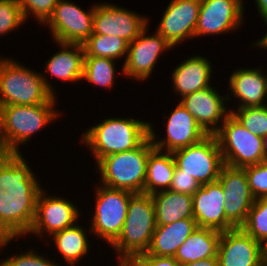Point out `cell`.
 I'll use <instances>...</instances> for the list:
<instances>
[{
	"instance_id": "cell-29",
	"label": "cell",
	"mask_w": 267,
	"mask_h": 266,
	"mask_svg": "<svg viewBox=\"0 0 267 266\" xmlns=\"http://www.w3.org/2000/svg\"><path fill=\"white\" fill-rule=\"evenodd\" d=\"M84 56L122 59L127 57L129 43L116 36L92 34L84 43ZM124 55V56H123Z\"/></svg>"
},
{
	"instance_id": "cell-12",
	"label": "cell",
	"mask_w": 267,
	"mask_h": 266,
	"mask_svg": "<svg viewBox=\"0 0 267 266\" xmlns=\"http://www.w3.org/2000/svg\"><path fill=\"white\" fill-rule=\"evenodd\" d=\"M43 188L37 198L35 218L28 234L42 237L49 236L77 224L81 216L76 205L66 198L46 195Z\"/></svg>"
},
{
	"instance_id": "cell-26",
	"label": "cell",
	"mask_w": 267,
	"mask_h": 266,
	"mask_svg": "<svg viewBox=\"0 0 267 266\" xmlns=\"http://www.w3.org/2000/svg\"><path fill=\"white\" fill-rule=\"evenodd\" d=\"M221 232L198 227L177 249L174 258L180 263H192L209 257H217Z\"/></svg>"
},
{
	"instance_id": "cell-15",
	"label": "cell",
	"mask_w": 267,
	"mask_h": 266,
	"mask_svg": "<svg viewBox=\"0 0 267 266\" xmlns=\"http://www.w3.org/2000/svg\"><path fill=\"white\" fill-rule=\"evenodd\" d=\"M167 119L166 136L161 139L157 137L159 134L154 132L153 123H149V137L154 148L158 150L164 151L165 149L166 152H173L195 144L208 135L180 103Z\"/></svg>"
},
{
	"instance_id": "cell-41",
	"label": "cell",
	"mask_w": 267,
	"mask_h": 266,
	"mask_svg": "<svg viewBox=\"0 0 267 266\" xmlns=\"http://www.w3.org/2000/svg\"><path fill=\"white\" fill-rule=\"evenodd\" d=\"M10 154L11 152L9 151L3 140L1 125H0V162L4 161Z\"/></svg>"
},
{
	"instance_id": "cell-6",
	"label": "cell",
	"mask_w": 267,
	"mask_h": 266,
	"mask_svg": "<svg viewBox=\"0 0 267 266\" xmlns=\"http://www.w3.org/2000/svg\"><path fill=\"white\" fill-rule=\"evenodd\" d=\"M56 103L0 106V125L3 140L11 153H22L19 146L52 123L61 113ZM27 142V143H26Z\"/></svg>"
},
{
	"instance_id": "cell-20",
	"label": "cell",
	"mask_w": 267,
	"mask_h": 266,
	"mask_svg": "<svg viewBox=\"0 0 267 266\" xmlns=\"http://www.w3.org/2000/svg\"><path fill=\"white\" fill-rule=\"evenodd\" d=\"M193 218L197 226L225 232L236 228L225 216L223 188L218 181L201 185L192 195Z\"/></svg>"
},
{
	"instance_id": "cell-35",
	"label": "cell",
	"mask_w": 267,
	"mask_h": 266,
	"mask_svg": "<svg viewBox=\"0 0 267 266\" xmlns=\"http://www.w3.org/2000/svg\"><path fill=\"white\" fill-rule=\"evenodd\" d=\"M243 169L254 198H267V159L259 164L243 167Z\"/></svg>"
},
{
	"instance_id": "cell-44",
	"label": "cell",
	"mask_w": 267,
	"mask_h": 266,
	"mask_svg": "<svg viewBox=\"0 0 267 266\" xmlns=\"http://www.w3.org/2000/svg\"><path fill=\"white\" fill-rule=\"evenodd\" d=\"M262 266H267V242L262 245Z\"/></svg>"
},
{
	"instance_id": "cell-36",
	"label": "cell",
	"mask_w": 267,
	"mask_h": 266,
	"mask_svg": "<svg viewBox=\"0 0 267 266\" xmlns=\"http://www.w3.org/2000/svg\"><path fill=\"white\" fill-rule=\"evenodd\" d=\"M11 256L1 260L0 266H63L59 265L60 263L57 264V262L49 260L50 258L47 259L32 249Z\"/></svg>"
},
{
	"instance_id": "cell-9",
	"label": "cell",
	"mask_w": 267,
	"mask_h": 266,
	"mask_svg": "<svg viewBox=\"0 0 267 266\" xmlns=\"http://www.w3.org/2000/svg\"><path fill=\"white\" fill-rule=\"evenodd\" d=\"M176 166L191 175L200 185L217 181L224 166L215 134H208L199 142L172 152Z\"/></svg>"
},
{
	"instance_id": "cell-10",
	"label": "cell",
	"mask_w": 267,
	"mask_h": 266,
	"mask_svg": "<svg viewBox=\"0 0 267 266\" xmlns=\"http://www.w3.org/2000/svg\"><path fill=\"white\" fill-rule=\"evenodd\" d=\"M87 11L69 0H59L52 16L44 24L49 27L53 41L83 44L92 34L95 3Z\"/></svg>"
},
{
	"instance_id": "cell-46",
	"label": "cell",
	"mask_w": 267,
	"mask_h": 266,
	"mask_svg": "<svg viewBox=\"0 0 267 266\" xmlns=\"http://www.w3.org/2000/svg\"><path fill=\"white\" fill-rule=\"evenodd\" d=\"M267 72H265V82H266V89H265V98H267V74H266ZM267 100V99H266ZM266 103H267V101H266ZM266 106H267V104H266Z\"/></svg>"
},
{
	"instance_id": "cell-25",
	"label": "cell",
	"mask_w": 267,
	"mask_h": 266,
	"mask_svg": "<svg viewBox=\"0 0 267 266\" xmlns=\"http://www.w3.org/2000/svg\"><path fill=\"white\" fill-rule=\"evenodd\" d=\"M151 197L155 206L156 226L193 218L191 195L164 190L153 193Z\"/></svg>"
},
{
	"instance_id": "cell-14",
	"label": "cell",
	"mask_w": 267,
	"mask_h": 266,
	"mask_svg": "<svg viewBox=\"0 0 267 266\" xmlns=\"http://www.w3.org/2000/svg\"><path fill=\"white\" fill-rule=\"evenodd\" d=\"M126 9L108 2L96 3L93 34L116 36L128 43L134 41L149 25V18Z\"/></svg>"
},
{
	"instance_id": "cell-45",
	"label": "cell",
	"mask_w": 267,
	"mask_h": 266,
	"mask_svg": "<svg viewBox=\"0 0 267 266\" xmlns=\"http://www.w3.org/2000/svg\"><path fill=\"white\" fill-rule=\"evenodd\" d=\"M263 143H264L263 152L265 155V159H267V135L263 138Z\"/></svg>"
},
{
	"instance_id": "cell-42",
	"label": "cell",
	"mask_w": 267,
	"mask_h": 266,
	"mask_svg": "<svg viewBox=\"0 0 267 266\" xmlns=\"http://www.w3.org/2000/svg\"><path fill=\"white\" fill-rule=\"evenodd\" d=\"M15 238H12L1 226H0V248L3 249L4 246L11 244L9 242L14 241Z\"/></svg>"
},
{
	"instance_id": "cell-31",
	"label": "cell",
	"mask_w": 267,
	"mask_h": 266,
	"mask_svg": "<svg viewBox=\"0 0 267 266\" xmlns=\"http://www.w3.org/2000/svg\"><path fill=\"white\" fill-rule=\"evenodd\" d=\"M241 228L260 244L267 242V198H257Z\"/></svg>"
},
{
	"instance_id": "cell-32",
	"label": "cell",
	"mask_w": 267,
	"mask_h": 266,
	"mask_svg": "<svg viewBox=\"0 0 267 266\" xmlns=\"http://www.w3.org/2000/svg\"><path fill=\"white\" fill-rule=\"evenodd\" d=\"M230 113L249 132L264 138L267 135V106L230 108Z\"/></svg>"
},
{
	"instance_id": "cell-22",
	"label": "cell",
	"mask_w": 267,
	"mask_h": 266,
	"mask_svg": "<svg viewBox=\"0 0 267 266\" xmlns=\"http://www.w3.org/2000/svg\"><path fill=\"white\" fill-rule=\"evenodd\" d=\"M171 73L174 91L182 98L185 95L212 85V64L207 57L192 56L180 62Z\"/></svg>"
},
{
	"instance_id": "cell-7",
	"label": "cell",
	"mask_w": 267,
	"mask_h": 266,
	"mask_svg": "<svg viewBox=\"0 0 267 266\" xmlns=\"http://www.w3.org/2000/svg\"><path fill=\"white\" fill-rule=\"evenodd\" d=\"M224 165L243 168L263 162V138L249 132L230 113L215 133Z\"/></svg>"
},
{
	"instance_id": "cell-8",
	"label": "cell",
	"mask_w": 267,
	"mask_h": 266,
	"mask_svg": "<svg viewBox=\"0 0 267 266\" xmlns=\"http://www.w3.org/2000/svg\"><path fill=\"white\" fill-rule=\"evenodd\" d=\"M90 232L111 245L120 235L133 193L96 184Z\"/></svg>"
},
{
	"instance_id": "cell-43",
	"label": "cell",
	"mask_w": 267,
	"mask_h": 266,
	"mask_svg": "<svg viewBox=\"0 0 267 266\" xmlns=\"http://www.w3.org/2000/svg\"><path fill=\"white\" fill-rule=\"evenodd\" d=\"M264 24L267 26V20L264 22ZM252 46H256V47H259V48H264V50L267 49V33L262 37L260 38L259 40H257V42H255Z\"/></svg>"
},
{
	"instance_id": "cell-4",
	"label": "cell",
	"mask_w": 267,
	"mask_h": 266,
	"mask_svg": "<svg viewBox=\"0 0 267 266\" xmlns=\"http://www.w3.org/2000/svg\"><path fill=\"white\" fill-rule=\"evenodd\" d=\"M155 228V206L151 195L134 194L129 200L122 231L110 245L117 252L119 266L130 257L148 251Z\"/></svg>"
},
{
	"instance_id": "cell-23",
	"label": "cell",
	"mask_w": 267,
	"mask_h": 266,
	"mask_svg": "<svg viewBox=\"0 0 267 266\" xmlns=\"http://www.w3.org/2000/svg\"><path fill=\"white\" fill-rule=\"evenodd\" d=\"M197 228L194 218H185L168 225L156 226L146 253L160 257H174L177 249Z\"/></svg>"
},
{
	"instance_id": "cell-17",
	"label": "cell",
	"mask_w": 267,
	"mask_h": 266,
	"mask_svg": "<svg viewBox=\"0 0 267 266\" xmlns=\"http://www.w3.org/2000/svg\"><path fill=\"white\" fill-rule=\"evenodd\" d=\"M201 0H171L156 31L172 46L195 38Z\"/></svg>"
},
{
	"instance_id": "cell-39",
	"label": "cell",
	"mask_w": 267,
	"mask_h": 266,
	"mask_svg": "<svg viewBox=\"0 0 267 266\" xmlns=\"http://www.w3.org/2000/svg\"><path fill=\"white\" fill-rule=\"evenodd\" d=\"M179 266H218L217 257H209L192 263H184Z\"/></svg>"
},
{
	"instance_id": "cell-19",
	"label": "cell",
	"mask_w": 267,
	"mask_h": 266,
	"mask_svg": "<svg viewBox=\"0 0 267 266\" xmlns=\"http://www.w3.org/2000/svg\"><path fill=\"white\" fill-rule=\"evenodd\" d=\"M262 244L241 227L221 232L218 266H262Z\"/></svg>"
},
{
	"instance_id": "cell-11",
	"label": "cell",
	"mask_w": 267,
	"mask_h": 266,
	"mask_svg": "<svg viewBox=\"0 0 267 266\" xmlns=\"http://www.w3.org/2000/svg\"><path fill=\"white\" fill-rule=\"evenodd\" d=\"M148 25L139 36L129 43L127 57L123 63L122 74L130 79L142 81L151 76L159 56L164 51L172 49V45L157 31L154 35H147Z\"/></svg>"
},
{
	"instance_id": "cell-38",
	"label": "cell",
	"mask_w": 267,
	"mask_h": 266,
	"mask_svg": "<svg viewBox=\"0 0 267 266\" xmlns=\"http://www.w3.org/2000/svg\"><path fill=\"white\" fill-rule=\"evenodd\" d=\"M180 263L174 257H160L141 253L130 257L121 266H179Z\"/></svg>"
},
{
	"instance_id": "cell-40",
	"label": "cell",
	"mask_w": 267,
	"mask_h": 266,
	"mask_svg": "<svg viewBox=\"0 0 267 266\" xmlns=\"http://www.w3.org/2000/svg\"><path fill=\"white\" fill-rule=\"evenodd\" d=\"M257 5L258 14L263 20V23L267 20V0H254Z\"/></svg>"
},
{
	"instance_id": "cell-34",
	"label": "cell",
	"mask_w": 267,
	"mask_h": 266,
	"mask_svg": "<svg viewBox=\"0 0 267 266\" xmlns=\"http://www.w3.org/2000/svg\"><path fill=\"white\" fill-rule=\"evenodd\" d=\"M59 0H18L25 21L32 14L40 25H44L52 16Z\"/></svg>"
},
{
	"instance_id": "cell-5",
	"label": "cell",
	"mask_w": 267,
	"mask_h": 266,
	"mask_svg": "<svg viewBox=\"0 0 267 266\" xmlns=\"http://www.w3.org/2000/svg\"><path fill=\"white\" fill-rule=\"evenodd\" d=\"M154 148L150 137L139 147L101 158L97 171L101 176V185L129 191L133 194L144 193L147 161L150 151Z\"/></svg>"
},
{
	"instance_id": "cell-16",
	"label": "cell",
	"mask_w": 267,
	"mask_h": 266,
	"mask_svg": "<svg viewBox=\"0 0 267 266\" xmlns=\"http://www.w3.org/2000/svg\"><path fill=\"white\" fill-rule=\"evenodd\" d=\"M217 181L223 188L226 218L235 226L241 227L248 216V212L255 202L247 175L243 168L224 165Z\"/></svg>"
},
{
	"instance_id": "cell-33",
	"label": "cell",
	"mask_w": 267,
	"mask_h": 266,
	"mask_svg": "<svg viewBox=\"0 0 267 266\" xmlns=\"http://www.w3.org/2000/svg\"><path fill=\"white\" fill-rule=\"evenodd\" d=\"M25 22L18 0H0V36L16 31Z\"/></svg>"
},
{
	"instance_id": "cell-28",
	"label": "cell",
	"mask_w": 267,
	"mask_h": 266,
	"mask_svg": "<svg viewBox=\"0 0 267 266\" xmlns=\"http://www.w3.org/2000/svg\"><path fill=\"white\" fill-rule=\"evenodd\" d=\"M83 226L73 225L71 227L65 228L62 231L54 233L51 237L53 238V243H55L57 249L66 261V264L70 266H76L79 260L83 259L88 255L89 240L87 237V230ZM68 262V263H67Z\"/></svg>"
},
{
	"instance_id": "cell-2",
	"label": "cell",
	"mask_w": 267,
	"mask_h": 266,
	"mask_svg": "<svg viewBox=\"0 0 267 266\" xmlns=\"http://www.w3.org/2000/svg\"><path fill=\"white\" fill-rule=\"evenodd\" d=\"M20 64L13 57L0 58V106L56 103L47 75Z\"/></svg>"
},
{
	"instance_id": "cell-30",
	"label": "cell",
	"mask_w": 267,
	"mask_h": 266,
	"mask_svg": "<svg viewBox=\"0 0 267 266\" xmlns=\"http://www.w3.org/2000/svg\"><path fill=\"white\" fill-rule=\"evenodd\" d=\"M115 61L106 57L84 56L82 80H87L88 83L105 88V90L111 89L115 86L117 69Z\"/></svg>"
},
{
	"instance_id": "cell-3",
	"label": "cell",
	"mask_w": 267,
	"mask_h": 266,
	"mask_svg": "<svg viewBox=\"0 0 267 266\" xmlns=\"http://www.w3.org/2000/svg\"><path fill=\"white\" fill-rule=\"evenodd\" d=\"M149 123L125 117L107 118L88 128L81 141L97 163L105 156L139 147L149 137Z\"/></svg>"
},
{
	"instance_id": "cell-24",
	"label": "cell",
	"mask_w": 267,
	"mask_h": 266,
	"mask_svg": "<svg viewBox=\"0 0 267 266\" xmlns=\"http://www.w3.org/2000/svg\"><path fill=\"white\" fill-rule=\"evenodd\" d=\"M62 50L46 61L45 71L60 81L78 82L83 77V44L57 42Z\"/></svg>"
},
{
	"instance_id": "cell-21",
	"label": "cell",
	"mask_w": 267,
	"mask_h": 266,
	"mask_svg": "<svg viewBox=\"0 0 267 266\" xmlns=\"http://www.w3.org/2000/svg\"><path fill=\"white\" fill-rule=\"evenodd\" d=\"M263 71L261 67L257 69L236 68L229 78L228 86L232 94H226L227 101H231L230 97L234 95V98L240 100L238 108L266 106V82Z\"/></svg>"
},
{
	"instance_id": "cell-27",
	"label": "cell",
	"mask_w": 267,
	"mask_h": 266,
	"mask_svg": "<svg viewBox=\"0 0 267 266\" xmlns=\"http://www.w3.org/2000/svg\"><path fill=\"white\" fill-rule=\"evenodd\" d=\"M163 152V153H162ZM176 163L172 152L153 148L148 156L144 194L169 190Z\"/></svg>"
},
{
	"instance_id": "cell-37",
	"label": "cell",
	"mask_w": 267,
	"mask_h": 266,
	"mask_svg": "<svg viewBox=\"0 0 267 266\" xmlns=\"http://www.w3.org/2000/svg\"><path fill=\"white\" fill-rule=\"evenodd\" d=\"M200 187L201 185L195 178L186 173H182V170L176 166L169 190L192 196Z\"/></svg>"
},
{
	"instance_id": "cell-13",
	"label": "cell",
	"mask_w": 267,
	"mask_h": 266,
	"mask_svg": "<svg viewBox=\"0 0 267 266\" xmlns=\"http://www.w3.org/2000/svg\"><path fill=\"white\" fill-rule=\"evenodd\" d=\"M244 0H201L195 37L232 33L244 22Z\"/></svg>"
},
{
	"instance_id": "cell-1",
	"label": "cell",
	"mask_w": 267,
	"mask_h": 266,
	"mask_svg": "<svg viewBox=\"0 0 267 266\" xmlns=\"http://www.w3.org/2000/svg\"><path fill=\"white\" fill-rule=\"evenodd\" d=\"M21 153L0 162V226L12 237L28 234L43 187Z\"/></svg>"
},
{
	"instance_id": "cell-18",
	"label": "cell",
	"mask_w": 267,
	"mask_h": 266,
	"mask_svg": "<svg viewBox=\"0 0 267 266\" xmlns=\"http://www.w3.org/2000/svg\"><path fill=\"white\" fill-rule=\"evenodd\" d=\"M227 97L211 86L180 98L179 103L196 119L207 134H215L230 114ZM220 123V125H218Z\"/></svg>"
}]
</instances>
